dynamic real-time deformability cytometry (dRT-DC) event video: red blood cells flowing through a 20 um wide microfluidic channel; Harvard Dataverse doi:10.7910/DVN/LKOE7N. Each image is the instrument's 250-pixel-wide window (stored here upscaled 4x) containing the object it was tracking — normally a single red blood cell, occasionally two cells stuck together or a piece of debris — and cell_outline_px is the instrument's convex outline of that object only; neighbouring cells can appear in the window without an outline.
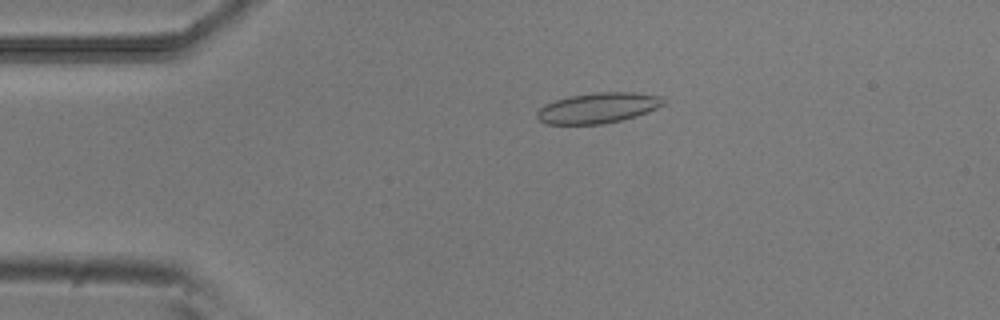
{"species": "common noctule bat (a hibernating species)", "species_latin": "Nyctalus noctula", "temperature_condition": "room temperature", "stored_images_in_passage": 53, "camera_frame_rate_fps": 3000, "um_per_image_px": 0.085, "animal": {"sex": "male", "body_mass_g": 20.5, "forearm_length_mm": 52.5}, "frame": {"image": 1, "passage_image": 11, "time_ms": 3.333, "image_size_px": [1000, 320], "cell_outline_px": [[668, 104], [648, 112], [636, 116], [604, 124], [548, 124], [540, 120], [536, 116], [536, 112], [544, 104], [556, 100], [572, 96], [596, 92], [632, 92], [664, 96]], "centroid_in_image_um": [50.9, 9.17], "position_along_channel_um": 34.1, "area_um2": 22.6}}
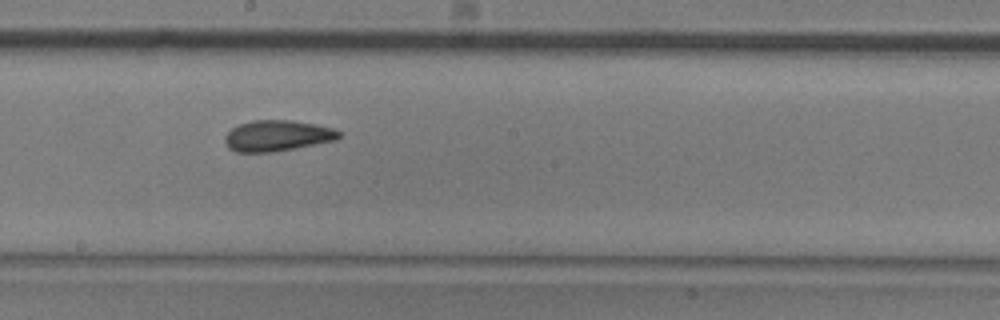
{"frame": {"image": 2, "passage_image": 29, "time_ms": 9.333, "image_size_px": [1000, 320], "cell_outline_px": [[340, 136], [336, 140], [272, 152], [236, 152], [228, 148], [224, 140], [224, 136], [232, 128], [240, 124], [252, 120], [292, 120], [316, 124], [332, 128], [340, 132]], "centroid_in_image_um": [23.54, 11.53], "position_along_channel_um": 224.7, "area_um2": 20.46}}
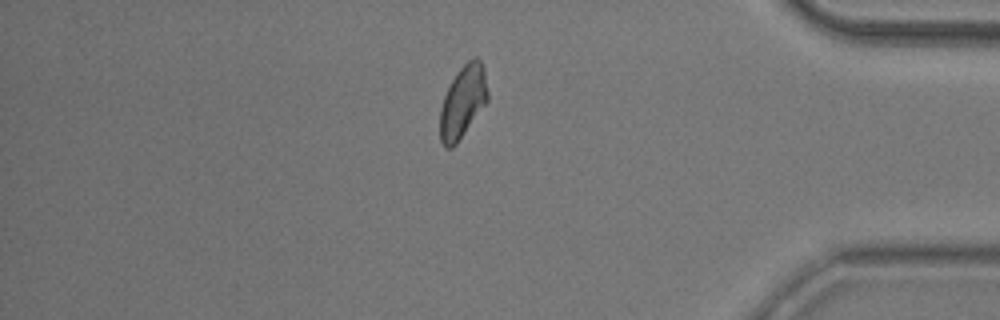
{"frame": {"image": 3, "passage_image": 45, "time_ms": 14.667, "image_size_px": [1000, 320], "cell_outline_px": [[488, 100], [456, 144], [452, 148], [444, 148], [440, 140], [440, 108], [444, 96], [456, 72], [472, 56], [476, 56], [480, 60], [484, 68], [488, 92]], "centroid_in_image_um": [39.34, 8.63], "position_along_channel_um": 395.9, "area_um2": 20.06}, "authors_computed_cell_mechanics": {"area_um2": 20.4612, "velocity_mm_per_s": 3.792, "shape_relaxation_time_tau1_ms": 3.6177, "shape_relaxation_time_tau2_ms": 1.4917, "deformation_change_tau1": 0.129, "deformation_change_tau2": 0.0809}}